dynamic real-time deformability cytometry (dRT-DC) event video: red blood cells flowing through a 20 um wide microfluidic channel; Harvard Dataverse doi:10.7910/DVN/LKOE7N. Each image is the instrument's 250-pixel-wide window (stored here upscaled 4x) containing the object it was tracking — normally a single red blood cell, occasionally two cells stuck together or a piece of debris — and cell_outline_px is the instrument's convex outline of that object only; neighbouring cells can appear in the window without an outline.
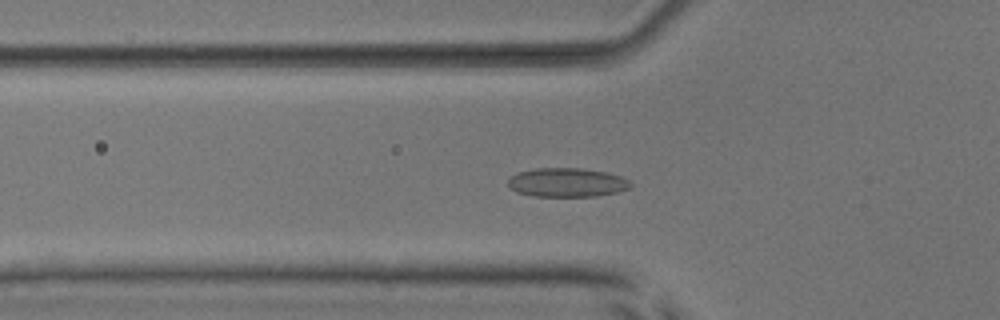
{"species": "common noctule bat (a hibernating species)", "species_latin": "Nyctalus noctula", "temperature_condition": "room temperature", "stored_images_in_passage": 48, "camera_frame_rate_fps": 3000, "um_per_image_px": 0.085, "animal": {"sex": "male", "body_mass_g": 17.9, "forearm_length_mm": 54.2}, "frame": {"image": 1, "passage_image": 19, "time_ms": 6.0, "image_size_px": [1000, 320], "cell_outline_px": [[632, 188], [616, 192], [596, 196], [532, 196], [516, 192], [508, 188], [508, 180], [512, 176], [520, 172], [536, 168], [580, 168], [604, 172], [620, 176], [628, 180], [632, 184]], "centroid_in_image_um": [48.18, 15.52], "position_along_channel_um": 77.6, "area_um2": 20.63}}
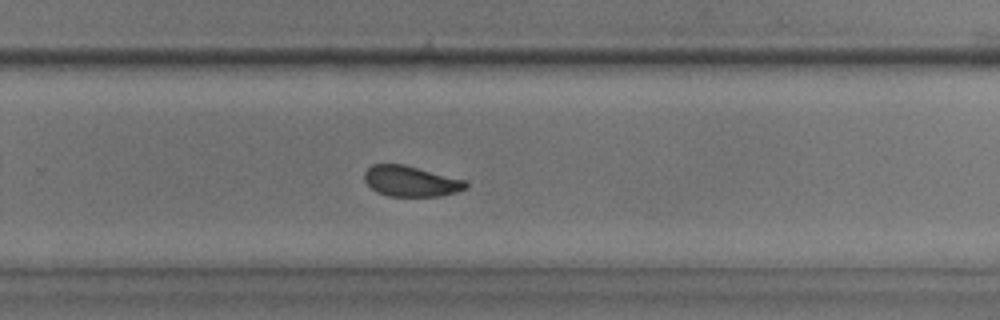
{"frame": {"image": 2, "passage_image": 36, "time_ms": 11.667, "image_size_px": [1000, 320], "cell_outline_px": [[468, 188], [456, 192], [440, 196], [388, 196], [376, 192], [364, 180], [364, 172], [372, 164], [404, 164], [468, 180]], "centroid_in_image_um": [34.96, 15.4], "position_along_channel_um": 294.8, "area_um2": 18.32}}
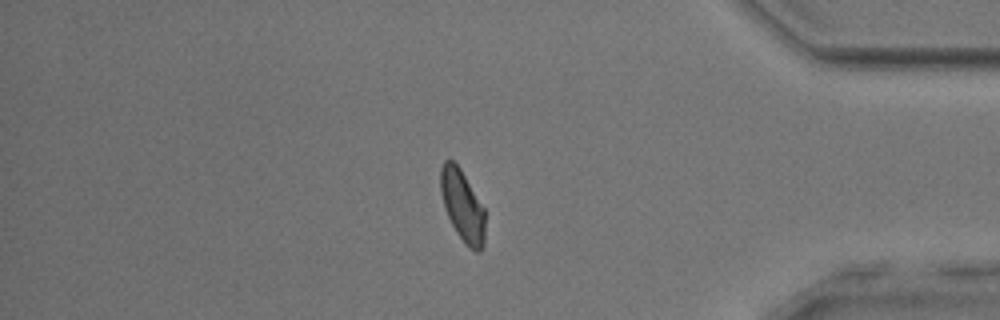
{"frame": {"image": 3, "passage_image": 46, "time_ms": 15.0, "image_size_px": [1000, 320], "cell_outline_px": [[484, 248], [480, 252], [476, 252], [468, 248], [456, 232], [444, 208], [440, 192], [440, 168], [444, 160], [452, 160], [460, 168], [484, 208]], "centroid_in_image_um": [39.3, 17.51], "position_along_channel_um": 395.9, "area_um2": 18.55}, "authors_computed_cell_mechanics": {"area_um2": 19.3341, "velocity_mm_per_s": 3.8386, "shape_relaxation_time_tau1_ms": 4.5573, "shape_relaxation_time_tau2_ms": 1.9062, "deformation_change_tau1": 0.0871, "deformation_change_tau2": 0.055}}